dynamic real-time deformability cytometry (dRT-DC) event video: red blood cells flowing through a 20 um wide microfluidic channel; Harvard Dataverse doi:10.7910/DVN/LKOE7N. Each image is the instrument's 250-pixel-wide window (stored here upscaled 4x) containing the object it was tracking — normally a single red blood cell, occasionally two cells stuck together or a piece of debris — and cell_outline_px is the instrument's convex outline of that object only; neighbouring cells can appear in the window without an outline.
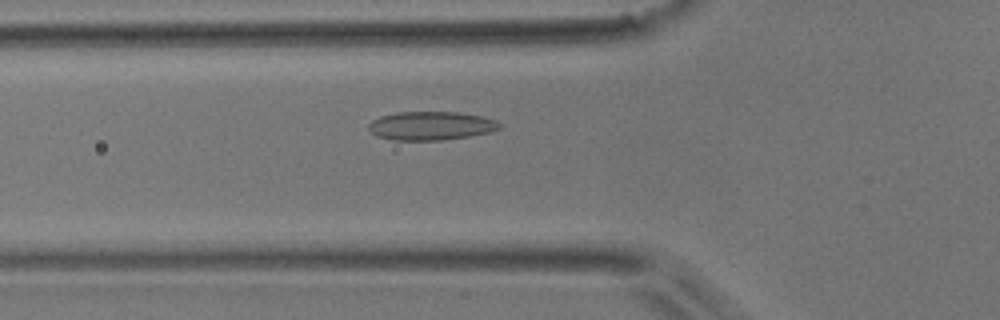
{"species": "common noctule bat (a hibernating species)", "species_latin": "Nyctalus noctula", "temperature_condition": "room temperature", "stored_images_in_passage": 48, "camera_frame_rate_fps": 3000, "um_per_image_px": 0.085, "animal": {"sex": "male", "body_mass_g": 17.9}, "frame": {"image": 1, "passage_image": 14, "time_ms": 4.333, "image_size_px": [1000, 320], "cell_outline_px": [[500, 128], [492, 132], [444, 140], [392, 140], [376, 136], [368, 128], [368, 124], [372, 120], [380, 116], [396, 112], [460, 112], [480, 116], [496, 120], [500, 124]], "centroid_in_image_um": [36.61, 10.69], "position_along_channel_um": 89.2, "area_um2": 21.91}}
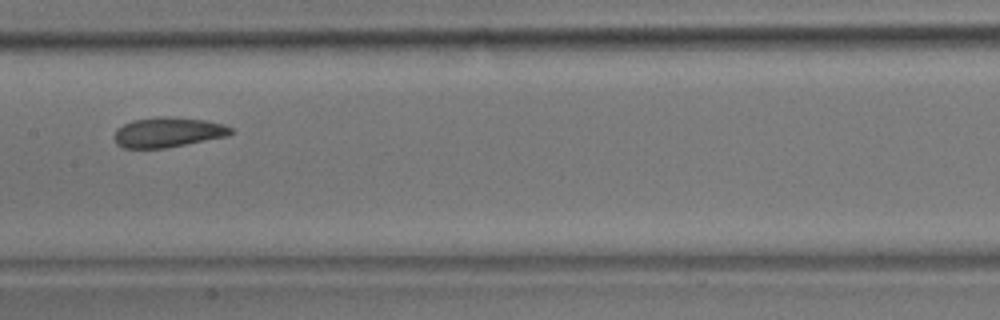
{"frame": {"image": 2, "passage_image": 22, "time_ms": 7.0, "image_size_px": [1000, 320], "cell_outline_px": [[232, 132], [228, 136], [164, 148], [124, 148], [116, 144], [112, 136], [116, 128], [132, 120], [160, 116], [172, 116], [204, 120], [224, 124], [232, 128]], "centroid_in_image_um": [14.23, 11.23], "position_along_channel_um": 193.2, "area_um2": 20.52}}
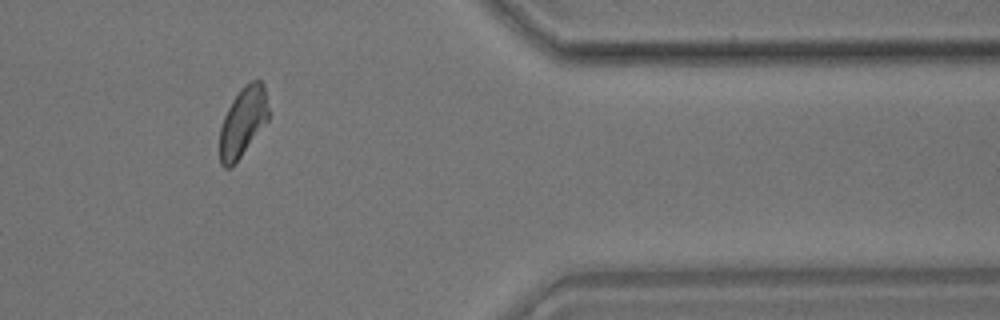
{"frame": {"image": 3, "passage_image": 39, "time_ms": 12.667, "image_size_px": [1000, 320], "cell_outline_px": [[268, 120], [232, 168], [224, 168], [220, 164], [220, 128], [224, 116], [232, 100], [244, 84], [252, 80], [260, 80], [264, 84], [268, 108]], "centroid_in_image_um": [20.63, 10.37], "position_along_channel_um": 390.8, "area_um2": 19.71}, "authors_computed_cell_mechanics": {"area_um2": 20.5768, "velocity_mm_per_s": 3.876, "shape_relaxation_time_tau1_ms": 10.3872, "shape_relaxation_time_tau2_ms": 2.3959, "deformation_change_tau1": 0.1671, "deformation_change_tau2": 0.0816}}